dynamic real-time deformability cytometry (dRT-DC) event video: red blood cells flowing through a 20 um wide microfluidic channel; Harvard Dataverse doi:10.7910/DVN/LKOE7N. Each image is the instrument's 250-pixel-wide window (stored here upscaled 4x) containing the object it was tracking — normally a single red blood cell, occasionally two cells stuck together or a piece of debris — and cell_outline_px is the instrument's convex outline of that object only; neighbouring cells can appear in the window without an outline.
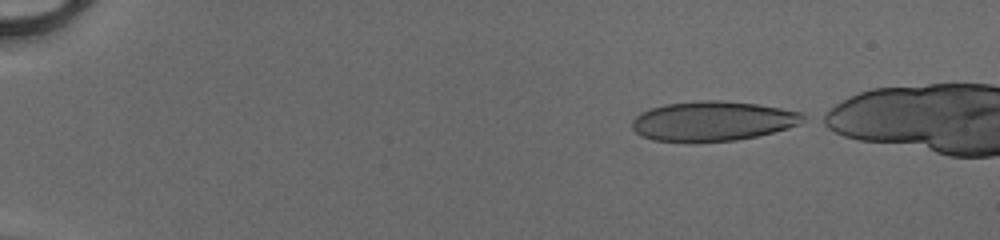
{"species": "human", "species_latin": "Homo sapiens", "temperature_condition": "cold", "stored_images_in_passage": 43, "camera_frame_rate_fps": 3000, "um_per_image_px": 0.085, "donor": {"sex": "male"}, "frame": {"image": 1, "passage_image": 1, "time_ms": 0.0, "image_size_px": [1000, 240], "cell_outline_px": [[808, 116], [800, 124], [788, 128], [756, 136], [736, 140], [688, 144], [652, 140], [640, 136], [632, 128], [632, 120], [640, 112], [652, 108], [668, 104], [700, 100], [724, 100], [756, 104], [804, 112]], "centroid_in_image_um": [60.57, 10.32], "position_along_channel_um": 24.4, "area_um2": 40.34}}
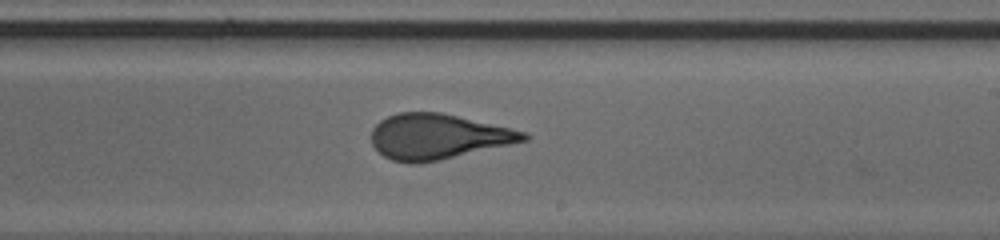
{"frame": {"image": 2, "passage_image": 26, "time_ms": 8.333, "image_size_px": [1000, 240], "cell_outline_px": [[528, 140], [440, 160], [420, 164], [408, 164], [392, 160], [384, 156], [372, 144], [372, 128], [380, 120], [388, 116], [400, 112], [440, 112], [508, 128], [524, 132], [528, 136]], "centroid_in_image_um": [37.16, 11.62], "position_along_channel_um": 251.8, "area_um2": 39.77}}
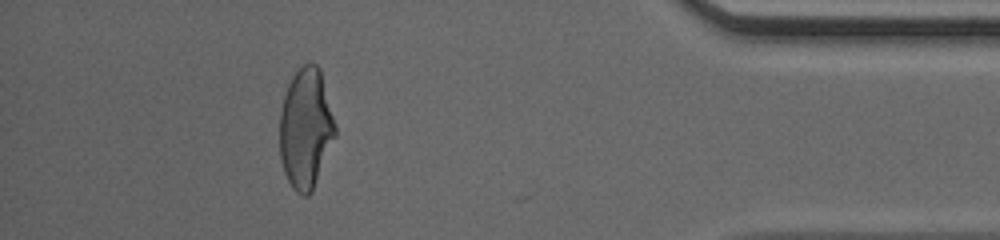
{"frame": {"image": 3, "passage_image": 40, "time_ms": 13.0, "image_size_px": [1000, 240], "cell_outline_px": [[336, 136], [312, 192], [308, 196], [300, 196], [292, 188], [284, 172], [280, 156], [280, 112], [284, 96], [288, 84], [292, 76], [308, 60], [316, 64], [320, 68], [336, 124]], "centroid_in_image_um": [26.0, 10.92], "position_along_channel_um": 409.2, "area_um2": 39.25}, "authors_computed_cell_mechanics": {"area_um2": 40.5178, "velocity_mm_per_s": 4.1858, "shape_relaxation_time_tau1_ms": 4.5865, "shape_relaxation_time_tau2_ms": 0.641, "deformation_change_tau1": 0.2074, "deformation_change_tau2": 0.0844}}